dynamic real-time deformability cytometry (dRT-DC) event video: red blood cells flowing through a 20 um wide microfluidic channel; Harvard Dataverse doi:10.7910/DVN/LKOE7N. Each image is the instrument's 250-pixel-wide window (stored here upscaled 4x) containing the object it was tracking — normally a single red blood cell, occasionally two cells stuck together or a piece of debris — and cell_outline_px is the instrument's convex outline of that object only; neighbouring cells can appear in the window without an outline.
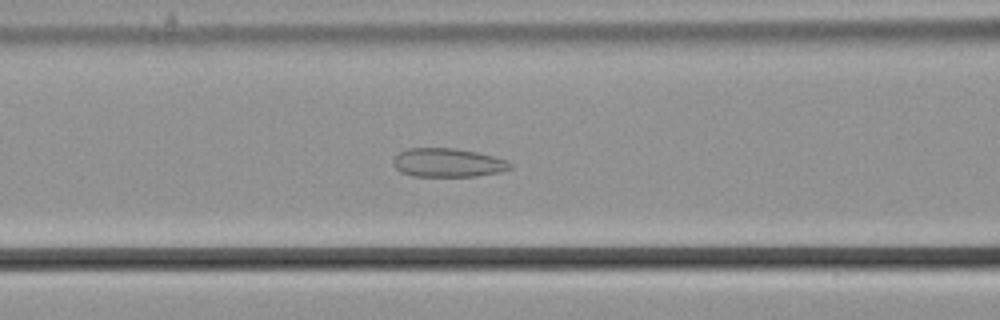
{"species": "common noctule bat (a hibernating species)", "species_latin": "Nyctalus noctula", "temperature_condition": "cold", "stored_images_in_passage": 33, "camera_frame_rate_fps": 3000, "um_per_image_px": 0.085, "animal": {"sex": "male", "body_mass_g": 21.5, "forearm_length_mm": 52.0}, "frame": {"image": 1, "passage_image": 13, "time_ms": 4.0, "image_size_px": [1000, 320], "cell_outline_px": [[512, 168], [500, 172], [476, 176], [412, 176], [400, 172], [392, 164], [392, 160], [400, 152], [408, 148], [452, 148], [476, 152], [508, 160], [512, 164]], "centroid_in_image_um": [38.06, 13.83], "position_along_channel_um": 128.5, "area_um2": 19.59}}
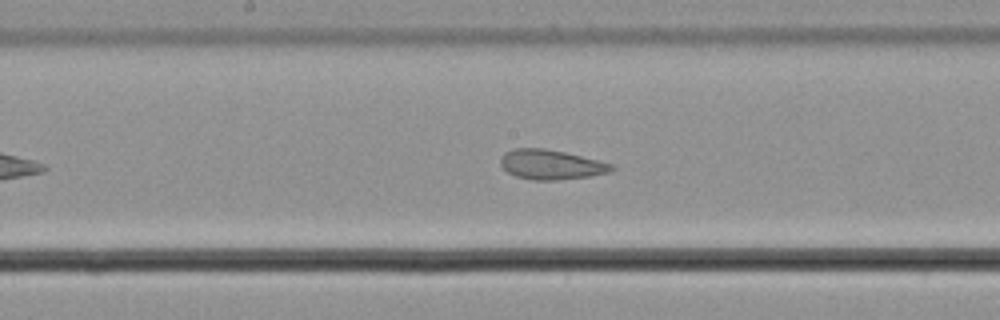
{"frame": {"image": 2, "passage_image": 19, "time_ms": 6.0, "image_size_px": [1000, 320], "cell_outline_px": [[616, 168], [612, 172], [592, 176], [556, 180], [532, 180], [516, 176], [508, 172], [500, 164], [500, 156], [504, 152], [512, 148], [544, 148], [564, 152], [612, 164]], "centroid_in_image_um": [46.82, 13.99], "position_along_channel_um": 201.4, "area_um2": 19.31}}
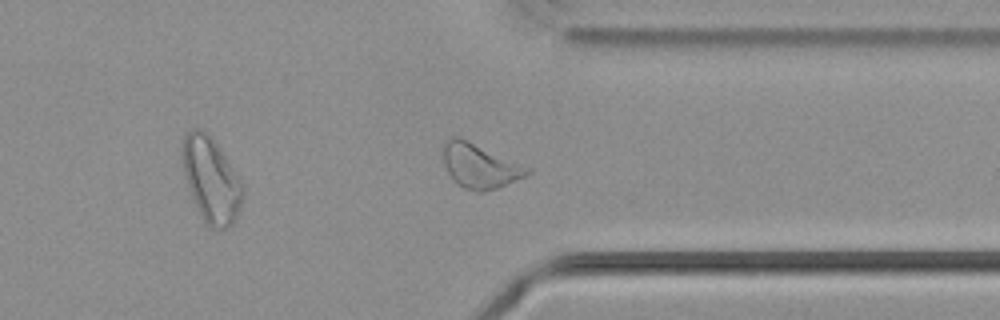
{"frame": {"image": 3, "passage_image": 33, "time_ms": 10.667, "image_size_px": [1000, 320], "cell_outline_px": [[532, 172], [528, 176], [496, 188], [484, 192], [476, 192], [464, 188], [456, 184], [452, 180], [444, 164], [444, 144], [452, 136], [460, 136], [532, 168]], "centroid_in_image_um": [40.82, 14.11], "position_along_channel_um": 370.6, "area_um2": 22.08}, "authors_computed_cell_mechanics": {"area_um2": 19.363, "velocity_mm_per_s": 3.6461, "shape_relaxation_time_tau1_ms": null, "shape_relaxation_time_tau2_ms": 1.5839, "deformation_change_tau1": null, "deformation_change_tau2": 0.0836}}